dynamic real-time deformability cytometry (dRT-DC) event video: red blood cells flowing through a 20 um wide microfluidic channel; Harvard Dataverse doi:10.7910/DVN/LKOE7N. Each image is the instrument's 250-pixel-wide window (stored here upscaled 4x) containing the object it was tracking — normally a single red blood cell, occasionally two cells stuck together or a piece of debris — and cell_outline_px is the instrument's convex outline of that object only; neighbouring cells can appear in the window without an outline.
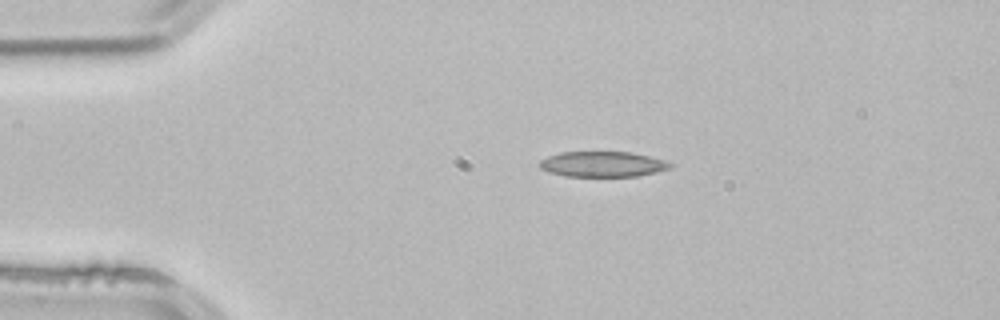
{"species": "common noctule bat (a hibernating species)", "species_latin": "Nyctalus noctula", "temperature_condition": "room temperature", "stored_images_in_passage": 2, "camera_frame_rate_fps": 3000, "um_per_image_px": 0.085, "animal": {"sex": "male", "body_mass_g": 21.5, "forearm_length_mm": 52.0}, "frame": {"image": 1, "passage_image": 1, "time_ms": 0.0, "image_size_px": [1000, 320], "cell_outline_px": [[676, 164], [672, 168], [656, 172], [636, 176], [564, 176], [548, 172], [540, 168], [540, 160], [548, 156], [560, 152], [632, 152], [664, 160]], "centroid_in_image_um": [51.24, 13.95], "position_along_channel_um": 33.8, "area_um2": 19.42}}